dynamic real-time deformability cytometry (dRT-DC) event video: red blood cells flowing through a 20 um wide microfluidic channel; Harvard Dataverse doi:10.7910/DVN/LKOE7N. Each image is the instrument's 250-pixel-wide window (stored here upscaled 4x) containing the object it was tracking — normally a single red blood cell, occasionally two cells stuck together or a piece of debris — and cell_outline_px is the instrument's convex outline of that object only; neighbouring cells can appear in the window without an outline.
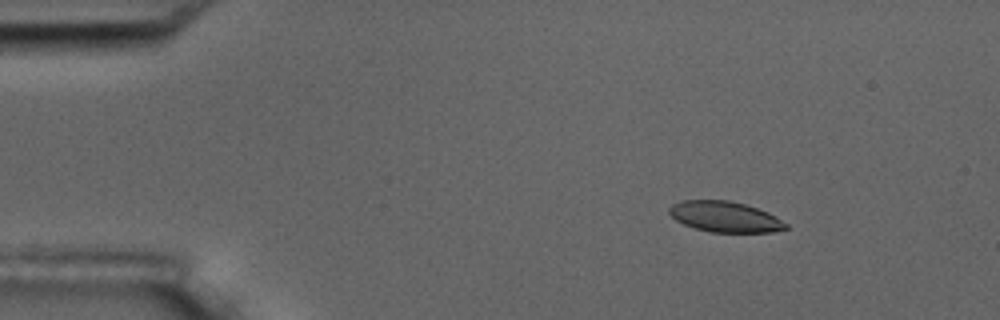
{"species": "common noctule bat (a hibernating species)", "species_latin": "Nyctalus noctula", "temperature_condition": "room temperature", "stored_images_in_passage": 17, "camera_frame_rate_fps": 3000, "um_per_image_px": 0.085, "animal": {"sex": "male", "body_mass_g": 17.5, "forearm_length_mm": 52.3}, "frame": {"image": 1, "passage_image": 3, "time_ms": 2.333, "image_size_px": [1000, 320], "cell_outline_px": [[788, 228], [772, 232], [712, 232], [696, 228], [684, 224], [676, 220], [668, 212], [668, 208], [672, 204], [680, 200], [728, 200], [744, 204], [768, 212], [776, 216], [788, 224]], "centroid_in_image_um": [61.62, 18.42], "position_along_channel_um": 23.4, "area_um2": 20.81}}
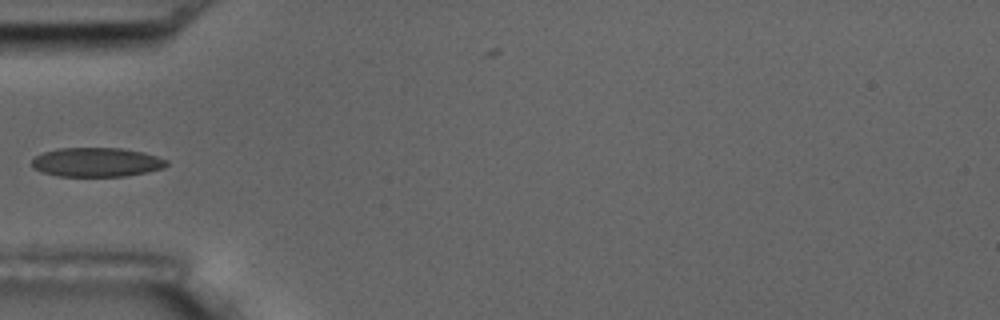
{"frame": {"image": 2, "passage_image": 6, "time_ms": 6.0, "image_size_px": [1000, 320], "cell_outline_px": [[168, 164], [164, 168], [124, 176], [60, 176], [44, 172], [32, 168], [32, 160], [36, 156], [44, 152], [56, 148], [120, 148], [144, 152], [168, 160]], "centroid_in_image_um": [8.21, 13.78], "position_along_channel_um": 76.8, "area_um2": 22.77}}
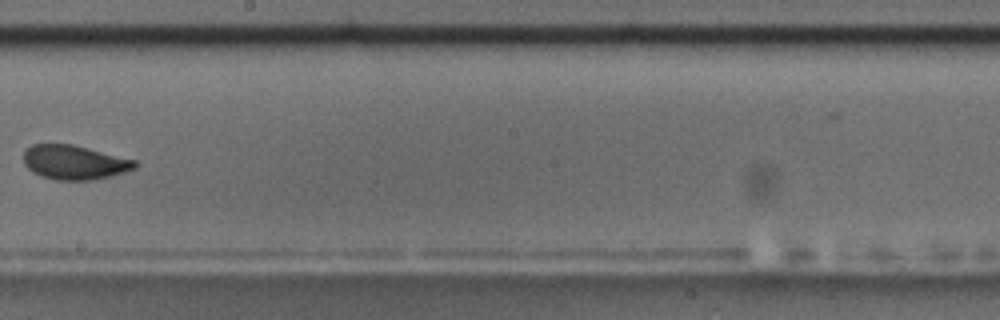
{"frame": {"image": 3, "passage_image": 10, "time_ms": 10.667, "image_size_px": [1000, 320], "cell_outline_px": [[136, 168], [112, 176], [92, 180], [56, 180], [40, 176], [32, 172], [24, 164], [24, 152], [32, 144], [72, 144], [136, 160]], "centroid_in_image_um": [6.31, 13.81], "position_along_channel_um": 241.9, "area_um2": 22.25}, "authors_computed_cell_mechanics": {"area_um2": 22.253, "velocity_mm_per_s": 3.55, "shape_relaxation_time_tau1_ms": 5.3617, "shape_relaxation_time_tau2_ms": 1.2727, "deformation_change_tau1": 0.1529, "deformation_change_tau2": 0.0588}}